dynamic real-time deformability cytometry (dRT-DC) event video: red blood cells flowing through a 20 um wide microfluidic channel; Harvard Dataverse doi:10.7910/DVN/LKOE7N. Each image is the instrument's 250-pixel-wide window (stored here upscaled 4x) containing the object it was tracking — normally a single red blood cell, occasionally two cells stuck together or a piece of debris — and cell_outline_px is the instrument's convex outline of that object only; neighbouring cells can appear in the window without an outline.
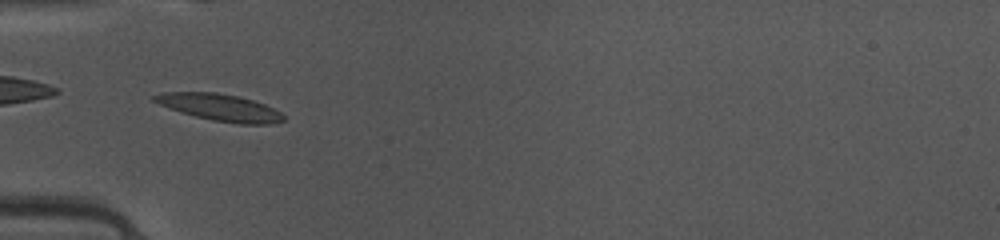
{"species": "common noctule bat (a hibernating species)", "species_latin": "Nyctalus noctula", "temperature_condition": "warm", "stored_images_in_passage": 31, "camera_frame_rate_fps": 3000, "um_per_image_px": 0.085, "animal": {"sex": "female", "body_mass_g": 10.0, "forearm_length_mm": 53.1}, "frame": {"image": 1, "passage_image": 3, "time_ms": 0.667, "image_size_px": [1000, 240], "cell_outline_px": [[284, 120], [272, 124], [240, 124], [212, 120], [180, 112], [168, 108], [152, 100], [152, 96], [160, 92], [216, 92], [240, 96], [264, 104], [280, 112], [284, 116]], "centroid_in_image_um": [18.67, 9.12], "position_along_channel_um": 66.3, "area_um2": 20.23}}
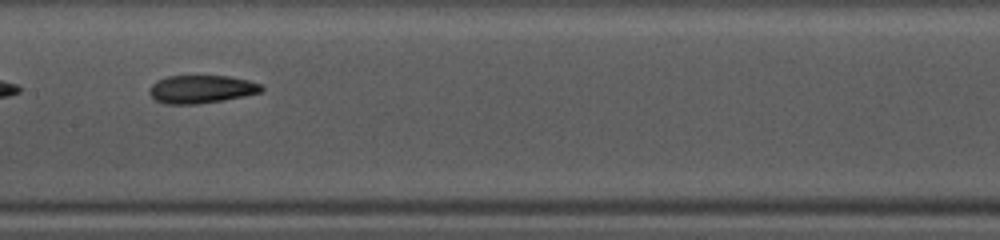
{"frame": {"image": 2, "passage_image": 12, "time_ms": 3.667, "image_size_px": [1000, 240], "cell_outline_px": [[264, 92], [224, 100], [196, 104], [164, 104], [156, 100], [148, 92], [148, 88], [156, 80], [168, 76], [228, 76], [248, 80], [260, 84], [264, 88]], "centroid_in_image_um": [17.11, 7.58], "position_along_channel_um": 190.3, "area_um2": 18.44}}
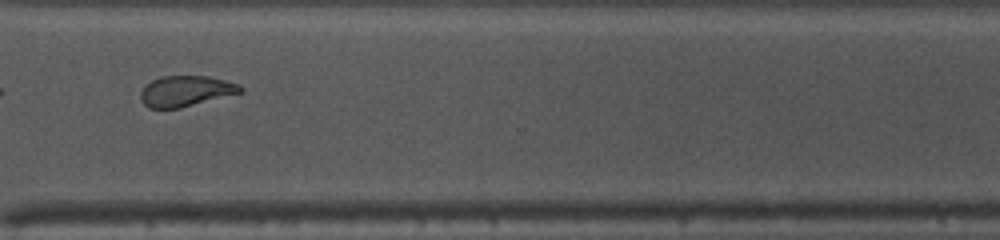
{"frame": {"image": 3, "passage_image": 24, "time_ms": 7.667, "image_size_px": [1000, 240], "cell_outline_px": [[244, 92], [180, 108], [148, 108], [140, 100], [140, 92], [152, 80], [160, 76], [208, 76], [240, 84], [244, 88]], "centroid_in_image_um": [15.82, 7.74], "position_along_channel_um": 354.8, "area_um2": 17.92}, "authors_computed_cell_mechanics": {"area_um2": 18.1492, "velocity_mm_per_s": 4.1303, "shape_relaxation_time_tau1_ms": null, "shape_relaxation_time_tau2_ms": 3.5133, "deformation_change_tau1": null, "deformation_change_tau2": 0.1085}}